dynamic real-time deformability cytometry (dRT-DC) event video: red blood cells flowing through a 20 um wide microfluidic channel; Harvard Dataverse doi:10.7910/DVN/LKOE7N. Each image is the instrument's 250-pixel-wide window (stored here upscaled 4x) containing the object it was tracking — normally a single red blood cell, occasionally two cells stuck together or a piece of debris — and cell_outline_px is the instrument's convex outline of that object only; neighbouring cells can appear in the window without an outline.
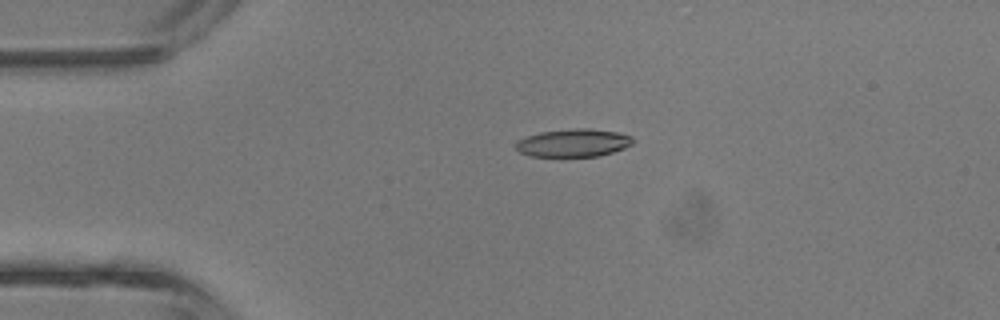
{"species": "common noctule bat (a hibernating species)", "species_latin": "Nyctalus noctula", "temperature_condition": "room temperature", "stored_images_in_passage": 27, "camera_frame_rate_fps": 3000, "um_per_image_px": 0.085, "animal": {"sex": "male", "body_mass_g": 13.3}, "frame": {"image": 1, "passage_image": 1, "time_ms": 0.0, "image_size_px": [1000, 320], "cell_outline_px": [[632, 144], [624, 148], [600, 156], [528, 156], [520, 152], [516, 148], [516, 144], [520, 140], [528, 136], [540, 132], [572, 128], [588, 128], [616, 132], [632, 136]], "centroid_in_image_um": [48.75, 12.14], "position_along_channel_um": 36.3, "area_um2": 18.84}}
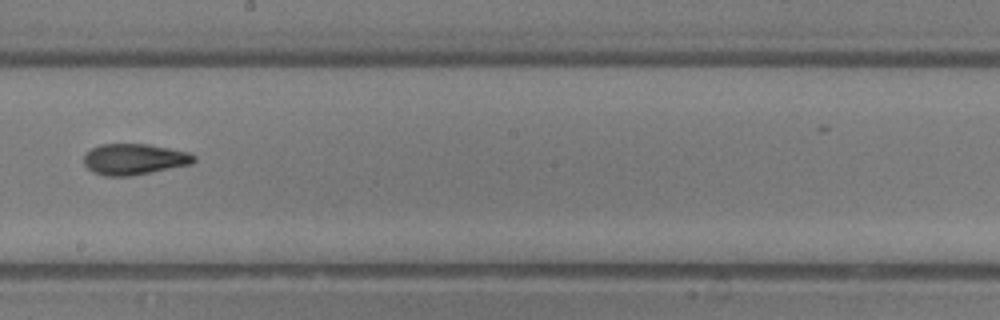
{"frame": {"image": 2, "passage_image": 15, "time_ms": 4.667, "image_size_px": [1000, 320], "cell_outline_px": [[196, 160], [192, 164], [128, 176], [104, 176], [92, 172], [84, 164], [84, 156], [92, 148], [100, 144], [148, 144], [188, 152], [196, 156]], "centroid_in_image_um": [11.4, 13.53], "position_along_channel_um": 236.8, "area_um2": 19.77}}
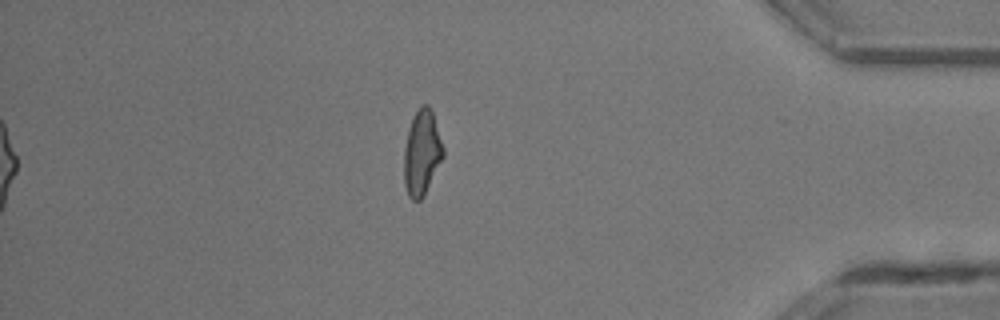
{"frame": {"image": 3, "passage_image": 27, "time_ms": 8.667, "image_size_px": [1000, 320], "cell_outline_px": [[444, 156], [420, 200], [412, 200], [408, 196], [404, 184], [404, 148], [408, 132], [412, 120], [420, 104], [428, 104], [432, 108], [444, 148]], "centroid_in_image_um": [35.86, 12.94], "position_along_channel_um": 399.3, "area_um2": 19.31}}